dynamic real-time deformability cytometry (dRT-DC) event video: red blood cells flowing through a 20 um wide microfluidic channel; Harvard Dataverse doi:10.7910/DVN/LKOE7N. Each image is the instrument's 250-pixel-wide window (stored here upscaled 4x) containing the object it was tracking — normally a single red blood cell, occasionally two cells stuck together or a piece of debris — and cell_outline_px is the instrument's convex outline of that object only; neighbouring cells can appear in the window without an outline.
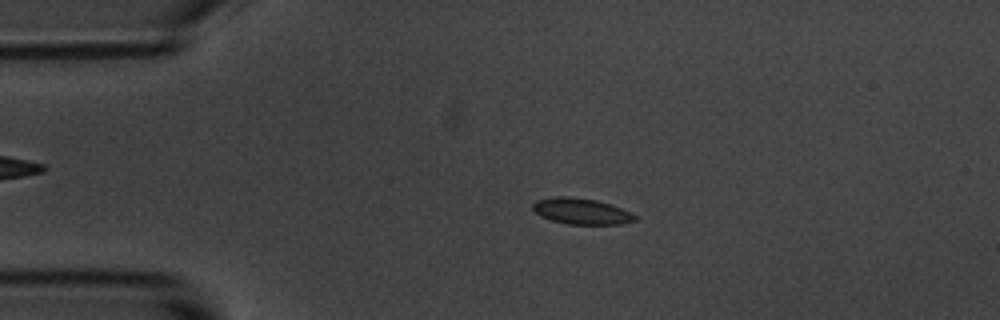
{"species": "common noctule bat (a hibernating species)", "species_latin": "Nyctalus noctula", "temperature_condition": "room temperature", "stored_images_in_passage": 48, "camera_frame_rate_fps": 3000, "um_per_image_px": 0.085, "animal": {"sex": "male", "body_mass_g": 20.1, "forearm_length_mm": 53.5}, "frame": {"image": 1, "passage_image": 3, "time_ms": 0.667, "image_size_px": [1000, 320], "cell_outline_px": [[636, 220], [620, 224], [568, 224], [552, 220], [540, 216], [532, 208], [532, 204], [536, 200], [556, 196], [568, 196], [596, 200], [632, 212], [636, 216]], "centroid_in_image_um": [49.39, 17.95], "position_along_channel_um": 35.6, "area_um2": 15.37}}
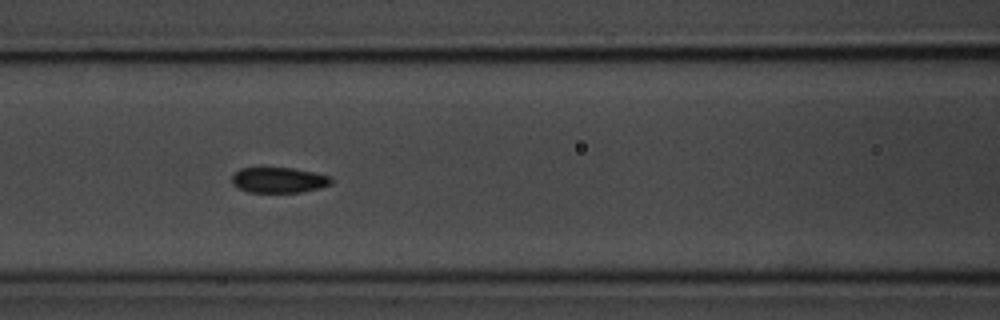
{"frame": {"image": 2, "passage_image": 15, "time_ms": 4.667, "image_size_px": [1000, 320], "cell_outline_px": [[332, 184], [320, 188], [300, 192], [248, 192], [232, 184], [232, 176], [240, 168], [292, 168], [332, 176]], "centroid_in_image_um": [23.72, 15.31], "position_along_channel_um": 142.9, "area_um2": 14.68}}
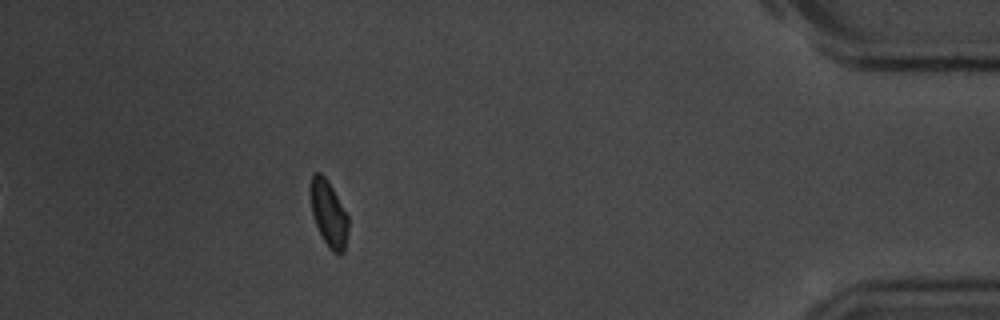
{"frame": {"image": 3, "passage_image": 42, "time_ms": 13.667, "image_size_px": [1000, 320], "cell_outline_px": [[348, 228], [344, 252], [332, 252], [328, 248], [316, 224], [312, 212], [308, 188], [312, 176], [316, 172], [320, 172], [328, 180], [348, 216]], "centroid_in_image_um": [27.91, 18.11], "position_along_channel_um": 407.3, "area_um2": 14.51}, "authors_computed_cell_mechanics": {"area_um2": 15.2014, "velocity_mm_per_s": 3.5203, "shape_relaxation_time_tau1_ms": 5.1176, "shape_relaxation_time_tau2_ms": 3.4004, "deformation_change_tau1": 0.0924, "deformation_change_tau2": 0.0691}}